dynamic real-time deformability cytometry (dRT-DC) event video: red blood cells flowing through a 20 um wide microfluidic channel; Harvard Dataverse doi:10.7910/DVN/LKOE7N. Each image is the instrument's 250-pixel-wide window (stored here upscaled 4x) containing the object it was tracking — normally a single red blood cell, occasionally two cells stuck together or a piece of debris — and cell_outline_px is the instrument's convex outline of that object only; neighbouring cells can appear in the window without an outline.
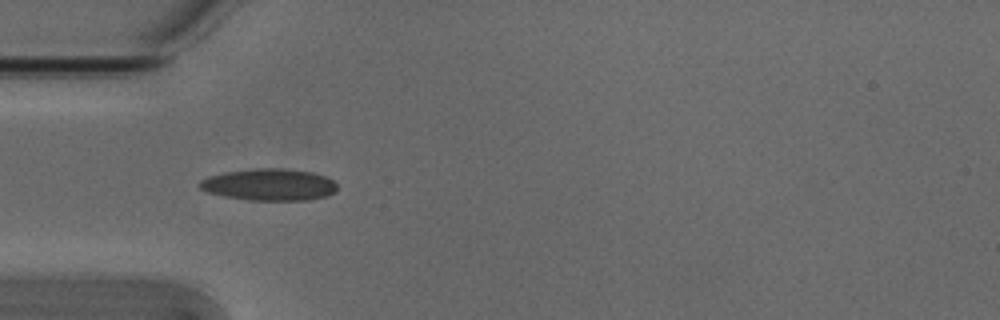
{"species": "Egyptian fruit bat (a non-hibernating species)", "species_latin": "Rousettus aegyptiacus", "temperature_condition": "cold", "stored_images_in_passage": 5, "camera_frame_rate_fps": 3000, "um_per_image_px": 0.085, "animal": {"sex": "male"}, "frame": {"image": 1, "passage_image": 1, "time_ms": 0.0, "image_size_px": [1000, 320], "cell_outline_px": [[336, 192], [328, 196], [308, 200], [248, 200], [224, 196], [208, 192], [200, 188], [200, 180], [208, 176], [224, 172], [256, 168], [280, 168], [312, 172], [324, 176], [332, 180], [336, 184]], "centroid_in_image_um": [22.89, 15.69], "position_along_channel_um": 62.1, "area_um2": 25.49}}
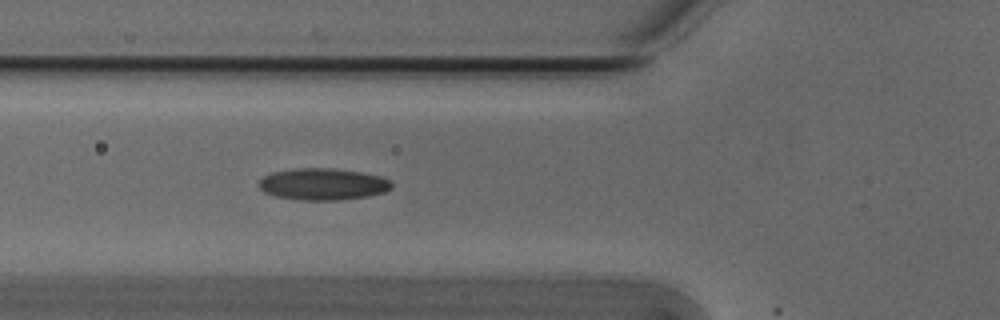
{"frame": {"image": 2, "passage_image": 4, "time_ms": 1.0, "image_size_px": [1000, 320], "cell_outline_px": [[392, 188], [384, 192], [368, 196], [340, 200], [300, 200], [276, 196], [264, 192], [260, 188], [260, 180], [264, 176], [272, 172], [296, 168], [332, 168], [360, 172], [380, 176], [392, 180]], "centroid_in_image_um": [27.47, 15.65], "position_along_channel_um": 98.3, "area_um2": 24.57}}